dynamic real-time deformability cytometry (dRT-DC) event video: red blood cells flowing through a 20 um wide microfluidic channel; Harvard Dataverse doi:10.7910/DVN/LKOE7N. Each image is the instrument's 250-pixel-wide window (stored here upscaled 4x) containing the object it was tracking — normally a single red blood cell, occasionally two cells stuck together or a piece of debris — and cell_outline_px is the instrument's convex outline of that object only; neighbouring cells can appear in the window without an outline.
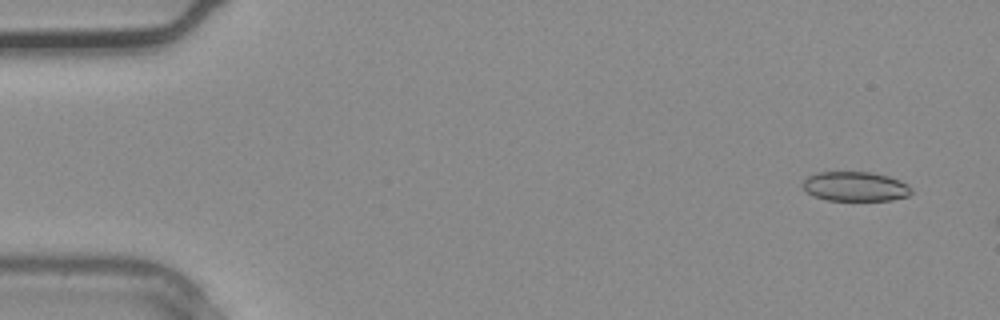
{"species": "common noctule bat (a hibernating species)", "species_latin": "Nyctalus noctula", "temperature_condition": "warm", "stored_images_in_passage": 2, "camera_frame_rate_fps": 3000, "um_per_image_px": 0.085, "animal": {"sex": "male", "body_mass_g": 20.4}, "frame": {"image": 1, "passage_image": 1, "time_ms": 0.0, "image_size_px": [1000, 320], "cell_outline_px": [[912, 192], [908, 196], [892, 200], [828, 200], [812, 196], [804, 188], [804, 180], [808, 176], [820, 172], [872, 172], [888, 176], [900, 180], [908, 184], [912, 188]], "centroid_in_image_um": [72.74, 15.85], "position_along_channel_um": 12.3, "area_um2": 18.67}}